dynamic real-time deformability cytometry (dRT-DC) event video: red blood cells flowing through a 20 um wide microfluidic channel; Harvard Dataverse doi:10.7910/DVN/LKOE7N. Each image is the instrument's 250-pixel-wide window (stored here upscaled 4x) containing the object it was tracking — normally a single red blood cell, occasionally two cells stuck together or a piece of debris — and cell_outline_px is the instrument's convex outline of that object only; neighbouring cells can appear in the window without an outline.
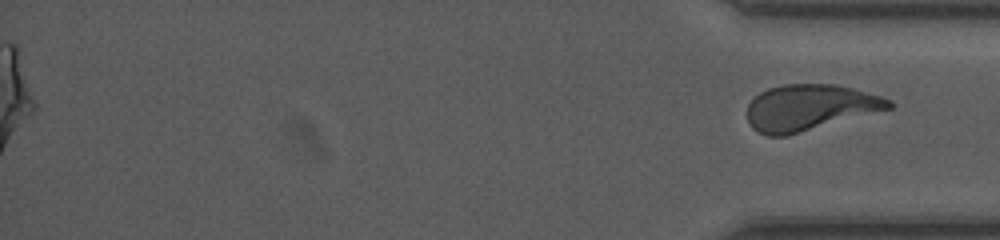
{"species": "human", "species_latin": "Homo sapiens", "temperature_condition": "room temperature", "stored_images_in_passage": 58, "segment_of_instrument_passage": [2, 2], "camera_frame_rate_fps": 3000, "um_per_image_px": 0.085, "donor": {"sex": "female"}, "frame": {"image": 1, "passage_image": 58, "time_ms": 19.0, "image_size_px": [1000, 240], "cell_outline_px": [[896, 104], [892, 108], [784, 136], [768, 136], [752, 128], [748, 124], [748, 104], [760, 92], [768, 88], [784, 84], [832, 84], [852, 88], [880, 96], [892, 100]], "centroid_in_image_um": [68.82, 9.13], "position_along_channel_um": 366.4, "area_um2": 37.63}}